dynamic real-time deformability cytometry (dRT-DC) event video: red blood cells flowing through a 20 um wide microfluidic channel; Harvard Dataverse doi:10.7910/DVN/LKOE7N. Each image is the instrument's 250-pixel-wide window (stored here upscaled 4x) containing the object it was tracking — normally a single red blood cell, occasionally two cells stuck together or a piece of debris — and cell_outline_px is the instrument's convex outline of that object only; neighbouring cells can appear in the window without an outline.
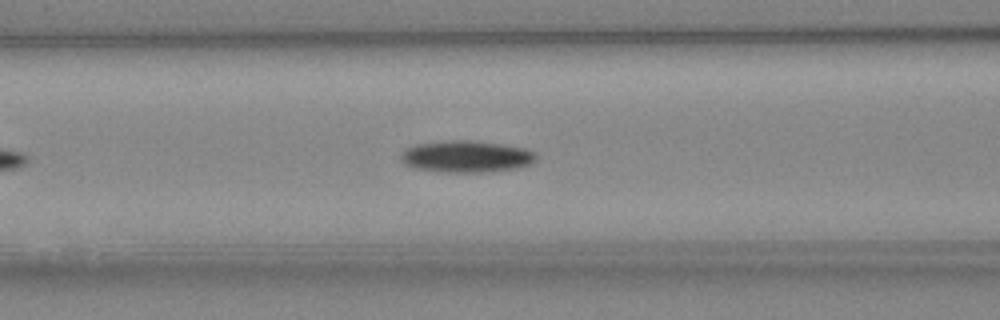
{"species": "Egyptian fruit bat (a non-hibernating species)", "species_latin": "Rousettus aegyptiacus", "temperature_condition": "cold", "stored_images_in_passage": 39, "camera_frame_rate_fps": 3000, "um_per_image_px": 0.085, "animal": {"sex": "female"}, "frame": {"image": 1, "passage_image": 11, "time_ms": 3.333, "image_size_px": [1000, 320], "cell_outline_px": [[536, 156], [528, 164], [520, 168], [480, 172], [444, 172], [416, 168], [404, 164], [400, 160], [400, 152], [404, 148], [416, 144], [444, 140], [476, 140], [504, 144], [524, 148], [536, 152]], "centroid_in_image_um": [39.58, 13.28], "position_along_channel_um": 127.0, "area_um2": 25.26}}
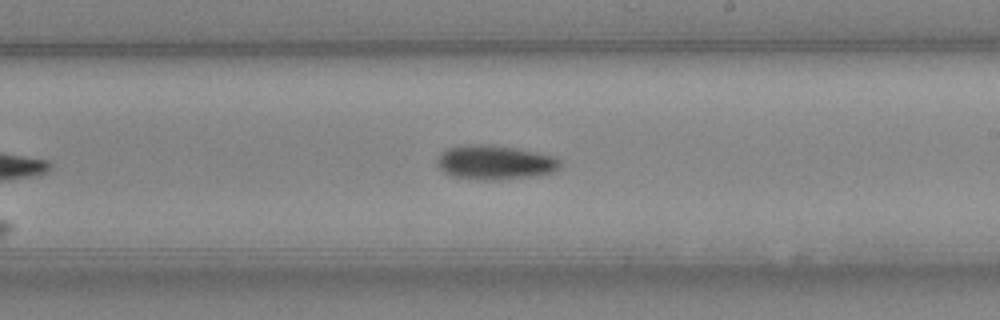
{"frame": {"image": 2, "passage_image": 20, "time_ms": 6.333, "image_size_px": [1000, 320], "cell_outline_px": [[560, 168], [552, 172], [528, 176], [492, 180], [476, 180], [452, 176], [444, 172], [436, 164], [436, 160], [440, 152], [444, 148], [468, 144], [480, 144], [512, 148], [556, 156], [560, 160]], "centroid_in_image_um": [41.99, 13.8], "position_along_channel_um": 247.0, "area_um2": 24.45}}
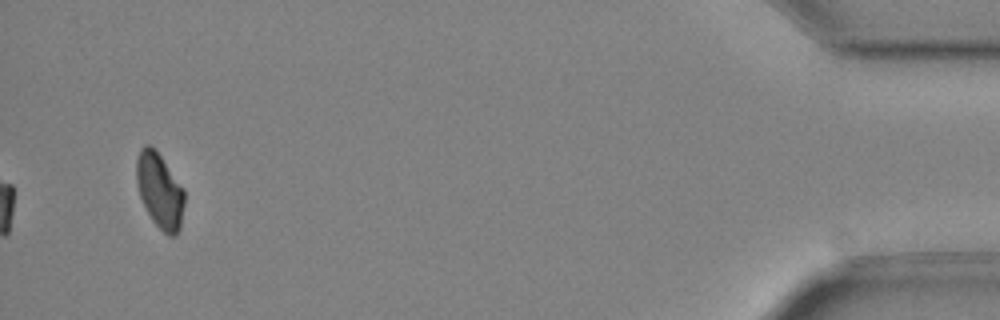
{"frame": {"image": 3, "passage_image": 39, "time_ms": 12.667, "image_size_px": [1000, 320], "cell_outline_px": [[184, 204], [180, 228], [176, 236], [168, 236], [152, 220], [140, 196], [136, 184], [136, 160], [140, 148], [144, 144], [152, 144], [156, 148], [184, 188]], "centroid_in_image_um": [13.57, 16.15], "position_along_channel_um": 421.6, "area_um2": 21.27}, "authors_computed_cell_mechanics": {"area_um2": 23.0622, "velocity_mm_per_s": 4.0211, "shape_relaxation_time_tau1_ms": 3.9098, "shape_relaxation_time_tau2_ms": null, "deformation_change_tau1": 0.1128, "deformation_change_tau2": null}}